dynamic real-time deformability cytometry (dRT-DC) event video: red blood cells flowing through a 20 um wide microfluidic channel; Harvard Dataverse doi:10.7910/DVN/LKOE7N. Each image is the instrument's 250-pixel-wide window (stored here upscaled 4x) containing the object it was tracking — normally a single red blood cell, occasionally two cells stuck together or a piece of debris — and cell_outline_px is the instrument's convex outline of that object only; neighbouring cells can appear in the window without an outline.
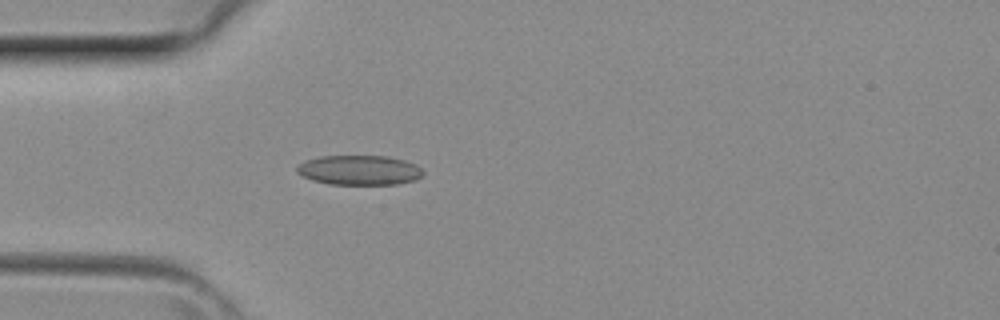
{"species": "common noctule bat (a hibernating species)", "species_latin": "Nyctalus noctula", "temperature_condition": "room temperature", "stored_images_in_passage": 3, "camera_frame_rate_fps": 3000, "um_per_image_px": 0.085, "animal": {"sex": "female", "body_mass_g": 29.2, "forearm_length_mm": 56.3}, "frame": {"image": 1, "passage_image": 3, "time_ms": 0.667, "image_size_px": [1000, 320], "cell_outline_px": [[424, 172], [416, 180], [396, 184], [328, 184], [312, 180], [296, 172], [296, 168], [304, 160], [320, 156], [388, 156], [404, 160], [416, 164]], "centroid_in_image_um": [30.53, 14.46], "position_along_channel_um": 54.5, "area_um2": 21.85}}